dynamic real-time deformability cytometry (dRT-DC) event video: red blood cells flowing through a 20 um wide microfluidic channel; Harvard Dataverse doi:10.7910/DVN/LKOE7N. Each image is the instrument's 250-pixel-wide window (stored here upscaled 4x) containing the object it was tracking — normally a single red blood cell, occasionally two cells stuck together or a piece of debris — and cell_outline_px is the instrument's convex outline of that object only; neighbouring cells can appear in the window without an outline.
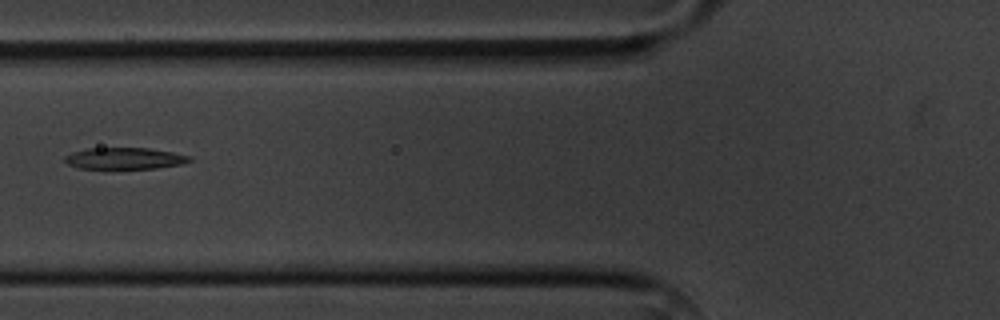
{"species": "common noctule bat (a hibernating species)", "species_latin": "Nyctalus noctula", "temperature_condition": "cold", "stored_images_in_passage": 7, "camera_frame_rate_fps": 3000, "um_per_image_px": 0.085, "animal": {"sex": "male", "body_mass_g": 20.1, "forearm_length_mm": 53.5}, "frame": {"image": 1, "passage_image": 2, "time_ms": 1.333, "image_size_px": [1000, 320], "cell_outline_px": [[192, 160], [184, 164], [156, 168], [80, 168], [68, 164], [64, 160], [64, 156], [72, 152], [88, 148], [148, 148], [172, 152], [192, 156]], "centroid_in_image_um": [10.62, 13.46], "position_along_channel_um": 115.2, "area_um2": 15.61}}
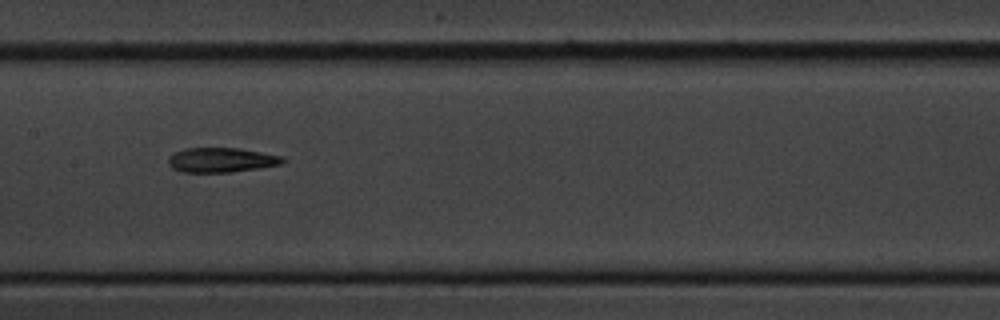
{"frame": {"image": 2, "passage_image": 4, "time_ms": 3.333, "image_size_px": [1000, 320], "cell_outline_px": [[288, 160], [284, 164], [232, 172], [180, 172], [172, 168], [168, 164], [168, 160], [176, 152], [184, 148], [240, 148], [280, 156]], "centroid_in_image_um": [18.84, 13.6], "position_along_channel_um": 188.6, "area_um2": 16.42}}
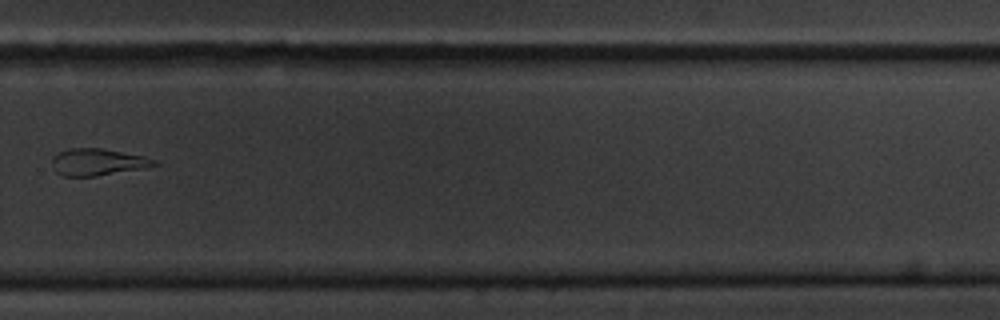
{"frame": {"image": 3, "passage_image": 7, "time_ms": 7.0, "image_size_px": [1000, 320], "cell_outline_px": [[160, 164], [148, 168], [96, 176], [64, 176], [56, 172], [52, 164], [52, 156], [60, 152], [72, 148], [100, 148], [144, 156], [156, 160]], "centroid_in_image_um": [8.34, 13.78], "position_along_channel_um": 321.5, "area_um2": 16.07}}